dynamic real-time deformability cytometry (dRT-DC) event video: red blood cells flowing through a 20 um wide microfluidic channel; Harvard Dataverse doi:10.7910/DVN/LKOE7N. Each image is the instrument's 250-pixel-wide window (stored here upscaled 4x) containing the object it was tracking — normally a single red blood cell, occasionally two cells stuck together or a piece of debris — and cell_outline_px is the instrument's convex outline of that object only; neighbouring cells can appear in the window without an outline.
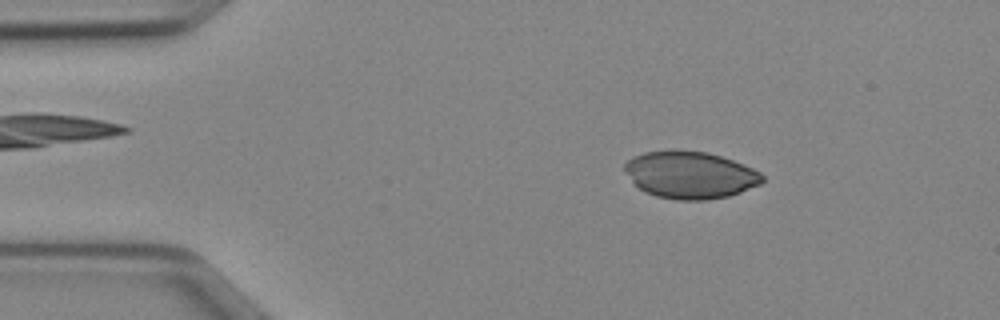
{"species": "Egyptian fruit bat (a non-hibernating species)", "species_latin": "Rousettus aegyptiacus", "temperature_condition": "cold", "stored_images_in_passage": 49, "camera_frame_rate_fps": 3000, "um_per_image_px": 0.085, "animal": {"sex": "female"}, "frame": {"image": 1, "passage_image": 7, "time_ms": 2.0, "image_size_px": [1000, 320], "cell_outline_px": [[764, 180], [760, 184], [740, 192], [728, 196], [704, 200], [676, 200], [656, 196], [644, 192], [632, 180], [624, 168], [624, 164], [632, 156], [644, 152], [708, 152], [744, 164], [760, 172], [764, 176]], "centroid_in_image_um": [58.68, 14.89], "position_along_channel_um": 26.3, "area_um2": 37.22}}